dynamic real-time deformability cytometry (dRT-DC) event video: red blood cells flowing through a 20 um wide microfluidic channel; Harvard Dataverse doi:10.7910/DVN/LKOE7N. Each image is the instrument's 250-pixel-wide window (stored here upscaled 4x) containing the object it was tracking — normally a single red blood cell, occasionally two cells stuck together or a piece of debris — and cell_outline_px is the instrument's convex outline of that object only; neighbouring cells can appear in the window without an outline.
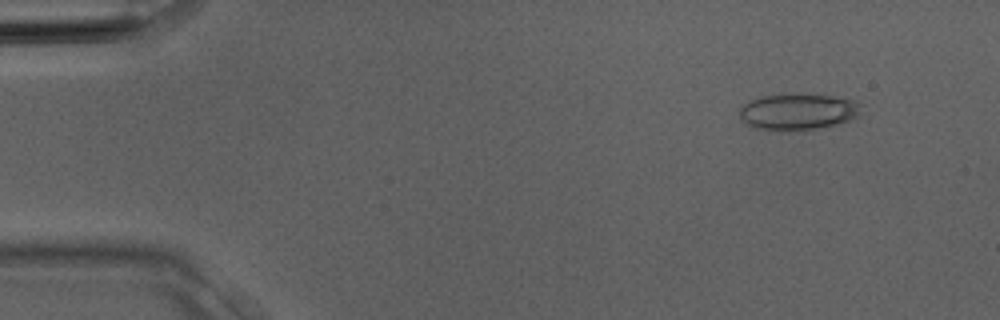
{"species": "Egyptian fruit bat (a non-hibernating species)", "species_latin": "Rousettus aegyptiacus", "temperature_condition": "room temperature", "stored_images_in_passage": 3, "camera_frame_rate_fps": 3000, "um_per_image_px": 0.085, "animal": {"sex": "male"}, "frame": {"image": 1, "passage_image": 2, "time_ms": 0.333, "image_size_px": [1000, 320], "cell_outline_px": [[860, 112], [856, 116], [848, 120], [824, 128], [800, 132], [780, 132], [752, 128], [740, 116], [740, 108], [748, 100], [760, 96], [812, 92], [856, 100], [860, 104]], "centroid_in_image_um": [67.82, 9.5], "position_along_channel_um": 17.2, "area_um2": 26.82}}